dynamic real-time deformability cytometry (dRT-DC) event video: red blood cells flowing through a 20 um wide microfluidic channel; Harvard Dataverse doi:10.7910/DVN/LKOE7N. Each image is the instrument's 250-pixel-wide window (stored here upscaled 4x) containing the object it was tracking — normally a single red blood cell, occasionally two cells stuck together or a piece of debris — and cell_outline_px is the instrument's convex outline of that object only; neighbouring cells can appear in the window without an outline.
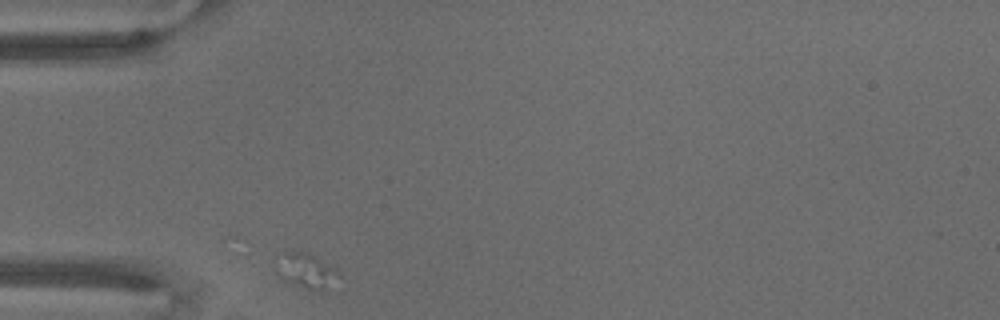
{"species": "common noctule bat (a hibernating species)", "species_latin": "Nyctalus noctula", "temperature_condition": "warm", "stored_images_in_passage": 8, "camera_frame_rate_fps": 3000, "um_per_image_px": 0.085, "animal": {"sex": "male", "body_mass_g": 18.8}, "frame": {"image": 1, "passage_image": 1, "time_ms": 0.0, "image_size_px": [1000, 320], "cell_outline_px": [[340, 276], [324, 288], [308, 288], [276, 272], [272, 260], [276, 252], [308, 252], [336, 272]], "centroid_in_image_um": [25.85, 22.89], "position_along_channel_um": 59.1, "area_um2": 11.73}}